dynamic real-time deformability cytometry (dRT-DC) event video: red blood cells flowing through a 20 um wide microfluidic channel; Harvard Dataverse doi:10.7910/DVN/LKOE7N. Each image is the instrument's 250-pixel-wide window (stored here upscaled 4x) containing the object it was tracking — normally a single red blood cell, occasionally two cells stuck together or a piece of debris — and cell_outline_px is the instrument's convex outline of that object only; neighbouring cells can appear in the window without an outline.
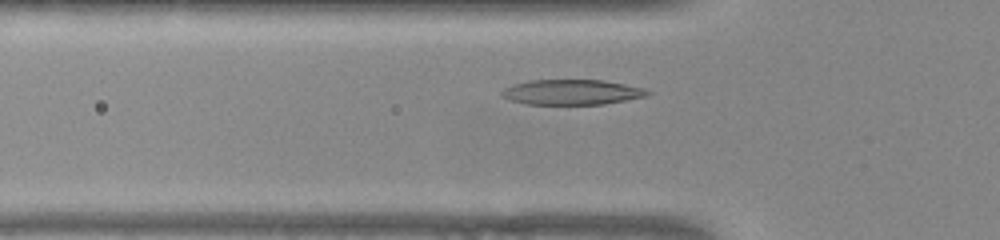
{"species": "common noctule bat (a hibernating species)", "species_latin": "Nyctalus noctula", "temperature_condition": "warm", "stored_images_in_passage": 37, "camera_frame_rate_fps": 3000, "um_per_image_px": 0.085, "animal": {"sex": "female", "body_mass_g": 22.0, "forearm_length_mm": 56.7}, "frame": {"image": 1, "passage_image": 9, "time_ms": 2.667, "image_size_px": [1000, 240], "cell_outline_px": [[652, 92], [644, 96], [604, 104], [524, 104], [508, 100], [500, 96], [500, 92], [504, 88], [512, 84], [528, 80], [604, 80], [644, 88]], "centroid_in_image_um": [48.52, 7.83], "position_along_channel_um": 77.3, "area_um2": 21.44}}
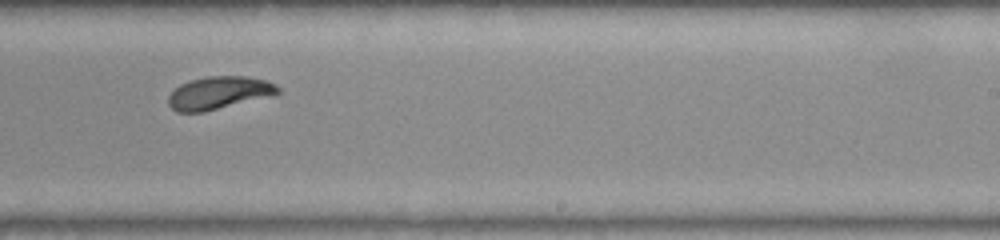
{"frame": {"image": 2, "passage_image": 24, "time_ms": 7.667, "image_size_px": [1000, 240], "cell_outline_px": [[280, 92], [204, 112], [176, 112], [168, 104], [168, 96], [180, 84], [192, 80], [208, 76], [248, 76], [264, 80], [280, 88]], "centroid_in_image_um": [18.53, 7.89], "position_along_channel_um": 270.5, "area_um2": 20.29}}
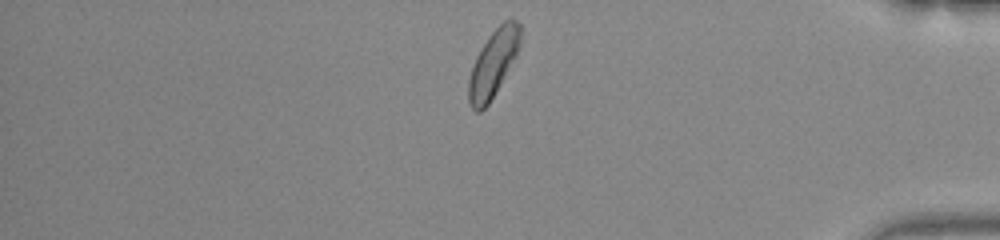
{"frame": {"image": 3, "passage_image": 36, "time_ms": 11.667, "image_size_px": [1000, 240], "cell_outline_px": [[520, 44], [516, 52], [488, 104], [480, 112], [476, 112], [472, 108], [468, 100], [468, 80], [472, 64], [476, 56], [488, 36], [508, 16], [512, 16], [520, 24]], "centroid_in_image_um": [41.89, 5.34], "position_along_channel_um": 393.3, "area_um2": 19.65}}